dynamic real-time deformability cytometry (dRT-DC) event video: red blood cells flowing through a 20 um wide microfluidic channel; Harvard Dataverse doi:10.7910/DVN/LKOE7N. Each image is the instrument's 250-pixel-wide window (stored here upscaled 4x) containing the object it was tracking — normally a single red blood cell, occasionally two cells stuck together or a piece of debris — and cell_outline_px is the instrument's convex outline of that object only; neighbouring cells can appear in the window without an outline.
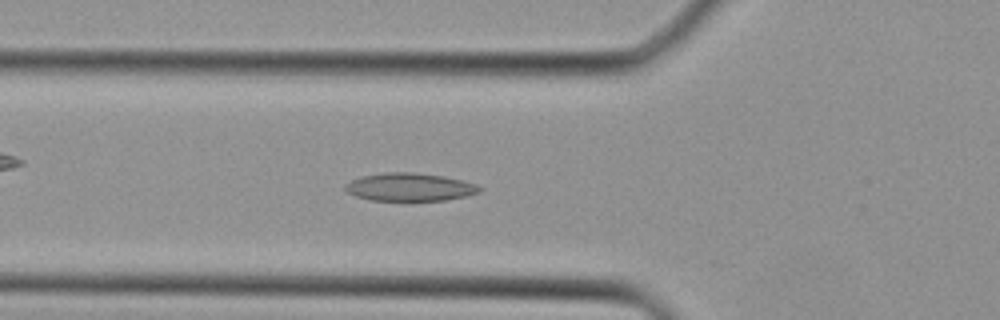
{"species": "Egyptian fruit bat (a non-hibernating species)", "species_latin": "Rousettus aegyptiacus", "temperature_condition": "cold", "stored_images_in_passage": 39, "camera_frame_rate_fps": 3000, "um_per_image_px": 0.085, "animal": {"sex": "female"}, "frame": {"image": 1, "passage_image": 13, "time_ms": 4.0, "image_size_px": [1000, 320], "cell_outline_px": [[484, 188], [480, 192], [464, 196], [444, 200], [368, 200], [356, 196], [348, 192], [344, 188], [344, 184], [352, 180], [364, 176], [388, 172], [412, 172], [444, 176], [476, 184]], "centroid_in_image_um": [34.83, 15.9], "position_along_channel_um": 91.0, "area_um2": 21.68}}
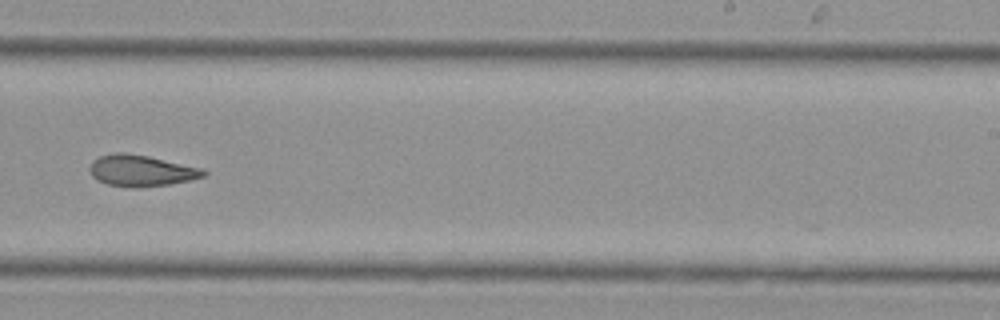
{"frame": {"image": 2, "passage_image": 24, "time_ms": 7.667, "image_size_px": [1000, 320], "cell_outline_px": [[208, 172], [204, 176], [188, 180], [168, 184], [136, 188], [132, 188], [108, 184], [96, 180], [92, 176], [88, 168], [92, 160], [100, 156], [112, 152], [124, 152], [148, 156], [200, 168]], "centroid_in_image_um": [11.92, 14.5], "position_along_channel_um": 277.1, "area_um2": 20.69}}
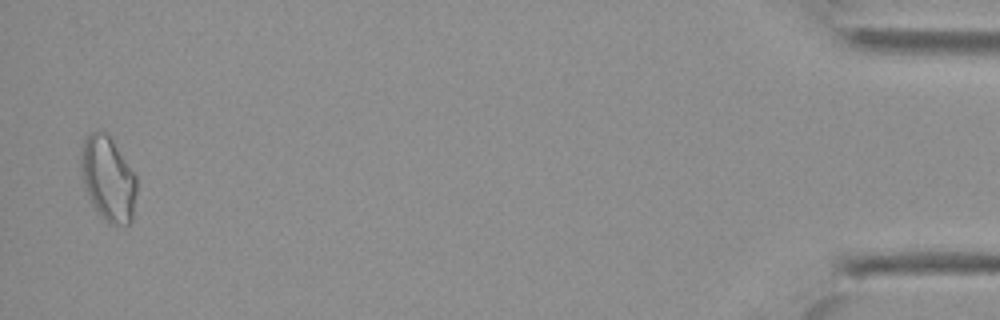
{"frame": {"image": 3, "passage_image": 38, "time_ms": 12.333, "image_size_px": [1000, 320], "cell_outline_px": [[136, 192], [132, 220], [128, 224], [108, 224], [104, 220], [92, 204], [84, 184], [80, 168], [80, 156], [84, 140], [88, 132], [108, 132], [136, 176]], "centroid_in_image_um": [9.18, 15.18], "position_along_channel_um": 426.0, "area_um2": 27.4}}